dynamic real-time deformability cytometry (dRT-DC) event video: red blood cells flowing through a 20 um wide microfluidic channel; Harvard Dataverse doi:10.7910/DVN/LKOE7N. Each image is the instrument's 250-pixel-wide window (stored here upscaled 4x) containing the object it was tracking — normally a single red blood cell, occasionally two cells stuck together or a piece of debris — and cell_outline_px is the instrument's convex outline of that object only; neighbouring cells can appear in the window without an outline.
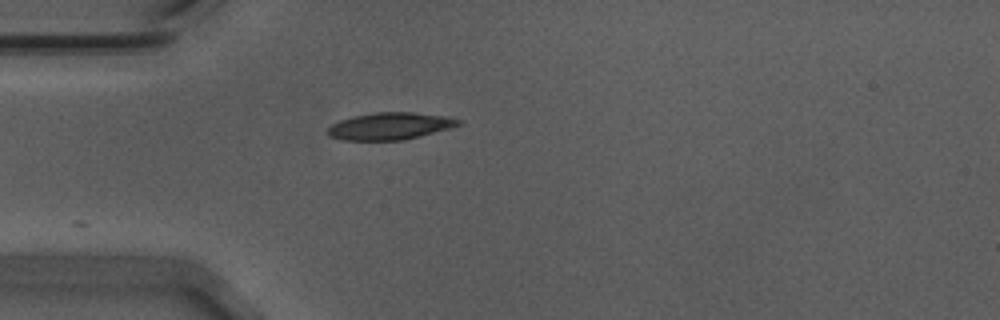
{"species": "Egyptian fruit bat (a non-hibernating species)", "species_latin": "Rousettus aegyptiacus", "temperature_condition": "warm", "stored_images_in_passage": 21, "camera_frame_rate_fps": 3000, "um_per_image_px": 0.085, "animal": {"sex": "male"}, "frame": {"image": 1, "passage_image": 1, "time_ms": 0.0, "image_size_px": [1000, 320], "cell_outline_px": [[464, 124], [420, 136], [400, 140], [344, 140], [328, 136], [328, 128], [332, 124], [340, 120], [352, 116], [376, 112], [412, 112], [444, 116], [464, 120]], "centroid_in_image_um": [33.17, 10.71], "position_along_channel_um": 51.8, "area_um2": 20.63}}
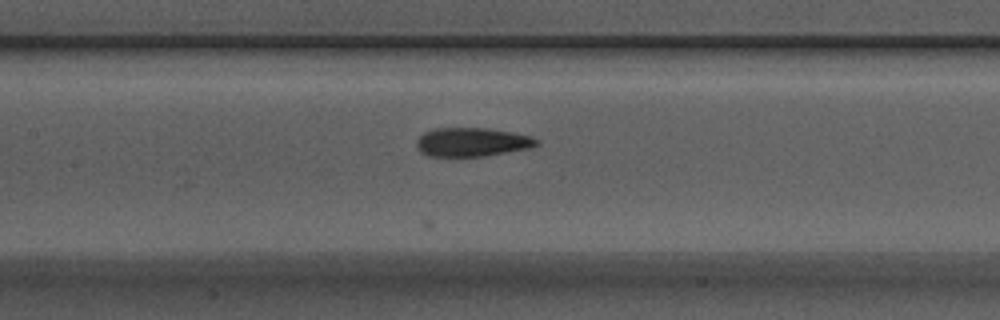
{"frame": {"image": 2, "passage_image": 11, "time_ms": 3.333, "image_size_px": [1000, 320], "cell_outline_px": [[540, 144], [528, 148], [484, 156], [428, 156], [420, 152], [416, 148], [416, 140], [424, 132], [432, 128], [488, 128], [512, 132], [532, 136], [540, 140]], "centroid_in_image_um": [40.1, 12.07], "position_along_channel_um": 167.3, "area_um2": 20.29}}
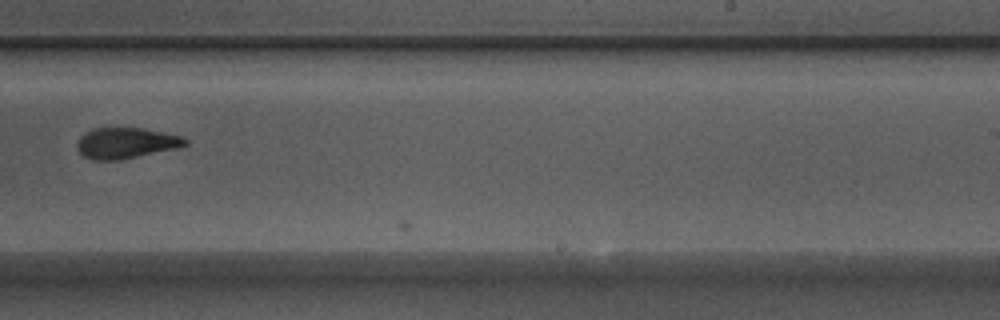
{"frame": {"image": 3, "passage_image": 20, "time_ms": 6.333, "image_size_px": [1000, 320], "cell_outline_px": [[188, 144], [180, 148], [116, 160], [92, 160], [84, 156], [76, 148], [76, 144], [80, 136], [84, 132], [92, 128], [144, 128], [184, 136], [188, 140]], "centroid_in_image_um": [10.73, 12.15], "position_along_channel_um": 278.3, "area_um2": 19.65}}